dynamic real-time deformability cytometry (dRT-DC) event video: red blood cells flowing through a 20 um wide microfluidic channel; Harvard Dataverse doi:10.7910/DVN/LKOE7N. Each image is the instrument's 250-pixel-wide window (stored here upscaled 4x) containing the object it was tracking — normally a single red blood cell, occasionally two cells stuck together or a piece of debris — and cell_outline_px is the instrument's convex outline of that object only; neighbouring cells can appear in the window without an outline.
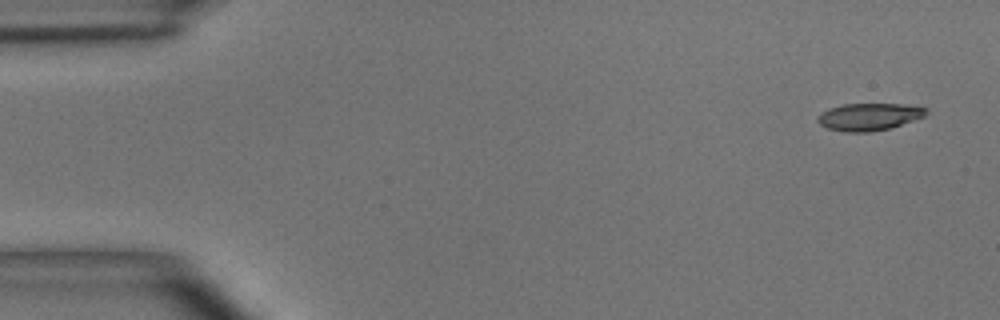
{"species": "common noctule bat (a hibernating species)", "species_latin": "Nyctalus noctula", "temperature_condition": "room temperature", "stored_images_in_passage": 6, "camera_frame_rate_fps": 3000, "um_per_image_px": 0.085, "animal": {"sex": "male", "body_mass_g": 15.6}, "frame": {"image": 1, "passage_image": 1, "time_ms": 0.0, "image_size_px": [1000, 320], "cell_outline_px": [[928, 112], [924, 116], [892, 128], [868, 132], [844, 132], [828, 128], [820, 124], [816, 120], [816, 116], [820, 112], [828, 108], [844, 104], [904, 104], [928, 108]], "centroid_in_image_um": [73.84, 9.92], "position_along_channel_um": 11.2, "area_um2": 17.4}}
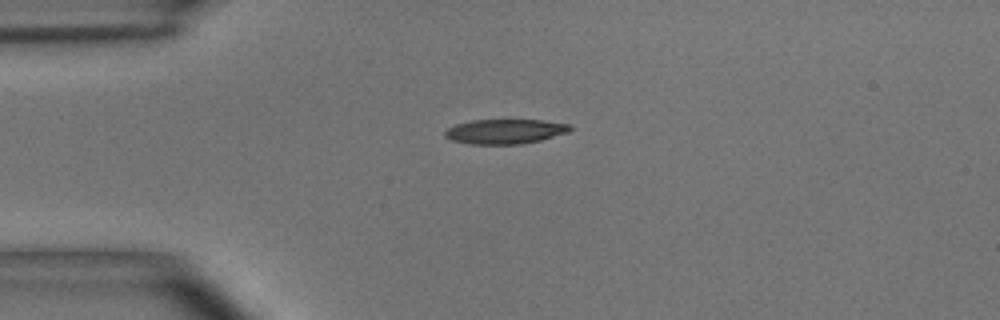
{"frame": {"image": 2, "passage_image": 4, "time_ms": 3.333, "image_size_px": [1000, 320], "cell_outline_px": [[572, 128], [568, 132], [540, 140], [520, 144], [472, 144], [452, 140], [444, 136], [444, 132], [448, 128], [456, 124], [472, 120], [544, 120], [572, 124]], "centroid_in_image_um": [42.95, 11.16], "position_along_channel_um": 42.1, "area_um2": 17.98}}
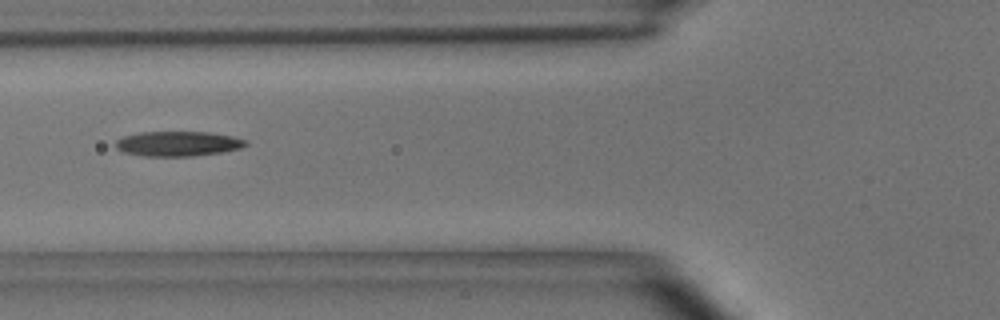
{"frame": {"image": 3, "passage_image": 6, "time_ms": 5.667, "image_size_px": [1000, 320], "cell_outline_px": [[248, 144], [240, 148], [224, 152], [192, 156], [144, 156], [124, 152], [116, 148], [116, 140], [124, 136], [140, 132], [208, 132], [232, 136], [248, 140]], "centroid_in_image_um": [15.15, 12.21], "position_along_channel_um": 110.6, "area_um2": 18.9}}